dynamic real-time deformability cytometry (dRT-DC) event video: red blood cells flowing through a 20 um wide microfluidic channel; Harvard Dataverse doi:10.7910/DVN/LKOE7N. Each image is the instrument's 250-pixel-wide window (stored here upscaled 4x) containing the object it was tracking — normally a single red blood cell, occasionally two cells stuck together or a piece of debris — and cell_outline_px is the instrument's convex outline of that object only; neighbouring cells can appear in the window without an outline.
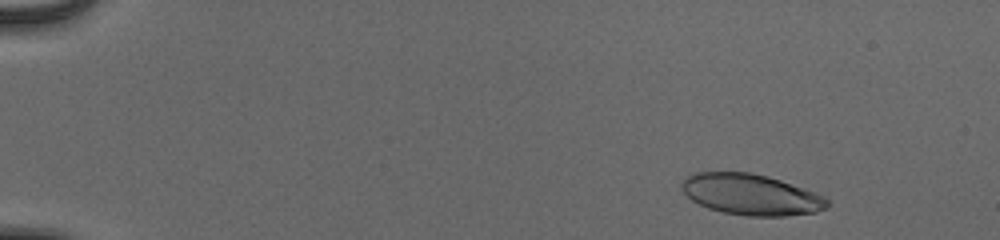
{"species": "human", "species_latin": "Homo sapiens", "temperature_condition": "cold", "stored_images_in_passage": 54, "camera_frame_rate_fps": 3000, "um_per_image_px": 0.085, "donor": {"sex": "male"}, "frame": {"image": 1, "passage_image": 6, "time_ms": 1.667, "image_size_px": [1000, 240], "cell_outline_px": [[828, 208], [816, 212], [788, 216], [748, 216], [724, 212], [708, 208], [692, 200], [680, 188], [680, 184], [688, 176], [696, 172], [748, 172], [768, 176], [804, 188], [824, 196], [828, 200]], "centroid_in_image_um": [63.85, 16.54], "position_along_channel_um": 21.2, "area_um2": 34.68}}
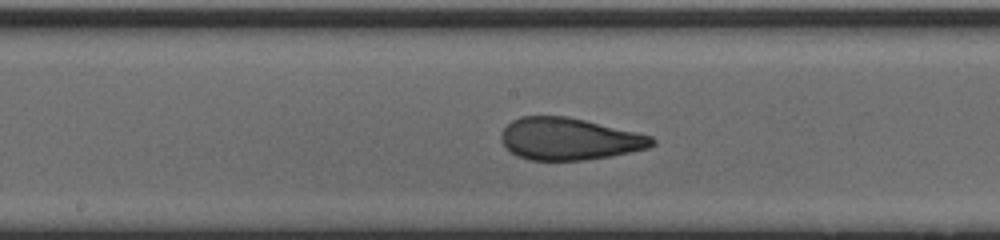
{"frame": {"image": 2, "passage_image": 30, "time_ms": 9.667, "image_size_px": [1000, 240], "cell_outline_px": [[656, 144], [648, 148], [608, 156], [584, 160], [528, 160], [516, 156], [500, 140], [500, 136], [504, 128], [512, 120], [520, 116], [568, 116], [636, 132], [652, 136], [656, 140]], "centroid_in_image_um": [48.37, 11.8], "position_along_channel_um": 199.8, "area_um2": 36.88}}
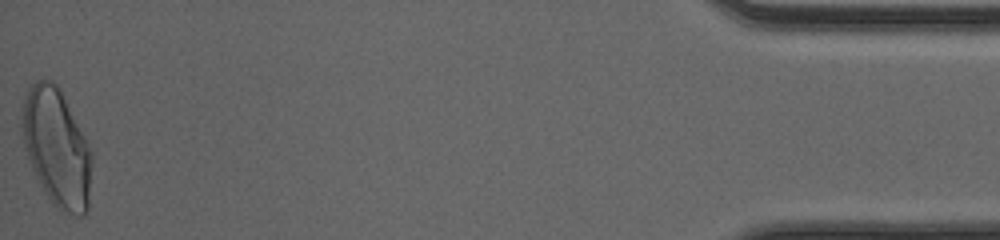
{"frame": {"image": 3, "passage_image": 54, "time_ms": 17.667, "image_size_px": [1000, 240], "cell_outline_px": [[92, 160], [88, 208], [84, 216], [76, 216], [56, 208], [52, 204], [36, 180], [24, 144], [20, 128], [20, 124], [24, 96], [28, 88], [36, 80], [44, 76], [52, 80], [60, 88], [92, 152]], "centroid_in_image_um": [4.8, 12.53], "position_along_channel_um": 430.4, "area_um2": 48.38}, "authors_computed_cell_mechanics": {"area_um2": 36.8764, "velocity_mm_per_s": 3.9145, "shape_relaxation_time_tau1_ms": 6.1939, "shape_relaxation_time_tau2_ms": 1.0317, "deformation_change_tau1": 0.2234, "deformation_change_tau2": 0.0871}}